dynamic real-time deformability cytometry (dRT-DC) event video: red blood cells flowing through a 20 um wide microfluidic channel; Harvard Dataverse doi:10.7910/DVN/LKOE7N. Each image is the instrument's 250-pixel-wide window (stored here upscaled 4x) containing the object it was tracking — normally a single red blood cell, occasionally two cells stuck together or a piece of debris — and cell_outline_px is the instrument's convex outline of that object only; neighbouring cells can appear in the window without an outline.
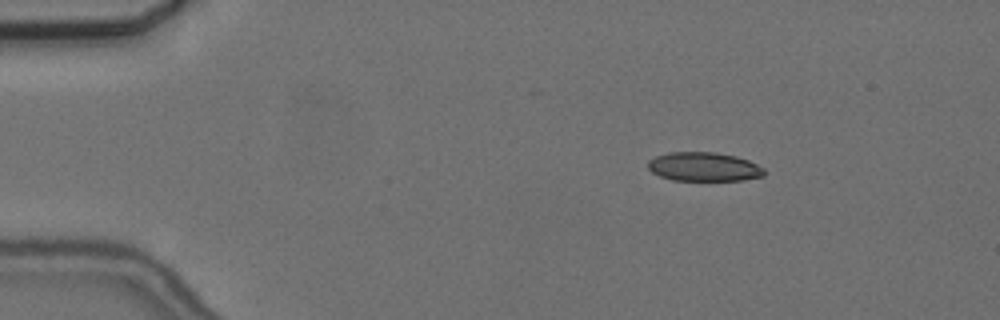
{"species": "common noctule bat (a hibernating species)", "species_latin": "Nyctalus noctula", "temperature_condition": "cold", "stored_images_in_passage": 3, "camera_frame_rate_fps": 3000, "um_per_image_px": 0.085, "animal": {"sex": "female", "body_mass_g": 24.6, "forearm_length_mm": 56.2}, "frame": {"image": 1, "passage_image": 1, "time_ms": 0.0, "image_size_px": [1000, 320], "cell_outline_px": [[764, 176], [740, 180], [672, 180], [660, 176], [652, 172], [648, 168], [648, 160], [656, 156], [668, 152], [716, 152], [736, 156], [748, 160], [764, 168]], "centroid_in_image_um": [59.81, 14.17], "position_along_channel_um": 25.2, "area_um2": 19.59}}
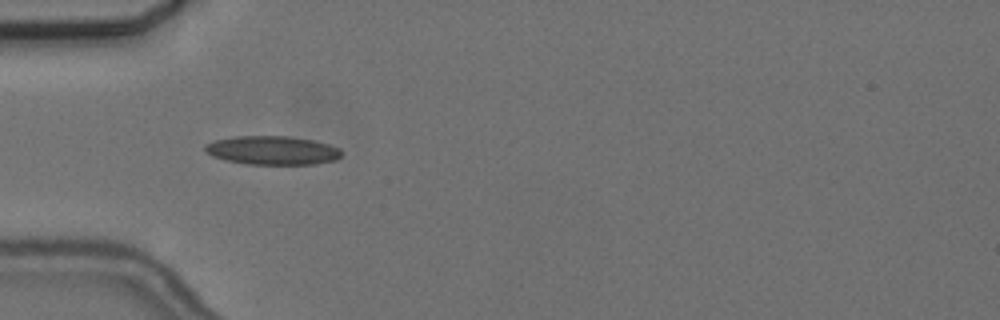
{"frame": {"image": 2, "passage_image": 3, "time_ms": 3.0, "image_size_px": [1000, 320], "cell_outline_px": [[344, 152], [336, 160], [316, 164], [248, 164], [224, 160], [212, 156], [204, 152], [204, 144], [216, 140], [236, 136], [292, 136], [312, 140], [328, 144], [340, 148]], "centroid_in_image_um": [23.15, 12.78], "position_along_channel_um": 61.8, "area_um2": 23.06}}